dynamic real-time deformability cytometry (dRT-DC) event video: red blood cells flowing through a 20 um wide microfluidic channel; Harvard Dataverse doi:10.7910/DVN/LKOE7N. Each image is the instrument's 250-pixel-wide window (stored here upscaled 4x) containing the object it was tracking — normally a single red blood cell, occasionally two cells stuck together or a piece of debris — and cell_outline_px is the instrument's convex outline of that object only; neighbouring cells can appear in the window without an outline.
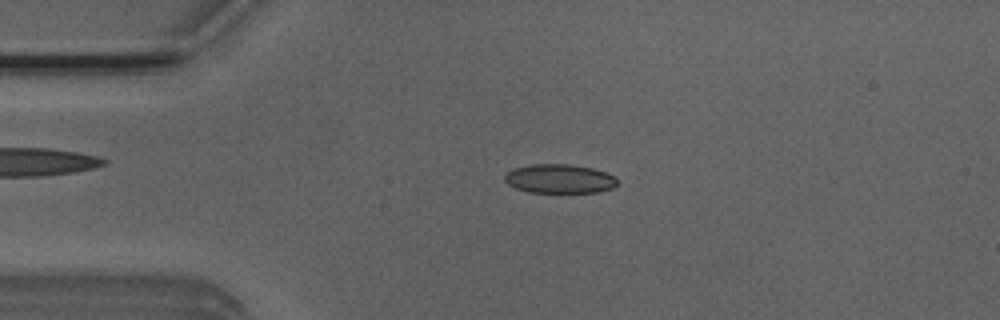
{"species": "Egyptian fruit bat (a non-hibernating species)", "species_latin": "Rousettus aegyptiacus", "temperature_condition": "room temperature", "stored_images_in_passage": 44, "camera_frame_rate_fps": 3000, "um_per_image_px": 0.085, "animal": {"sex": "male"}, "frame": {"image": 1, "passage_image": 4, "time_ms": 1.0, "image_size_px": [1000, 320], "cell_outline_px": [[616, 184], [612, 188], [600, 192], [528, 192], [516, 188], [508, 184], [504, 180], [504, 172], [512, 168], [528, 164], [568, 164], [592, 168], [604, 172], [612, 176], [616, 180]], "centroid_in_image_um": [47.47, 15.18], "position_along_channel_um": 37.5, "area_um2": 19.07}}
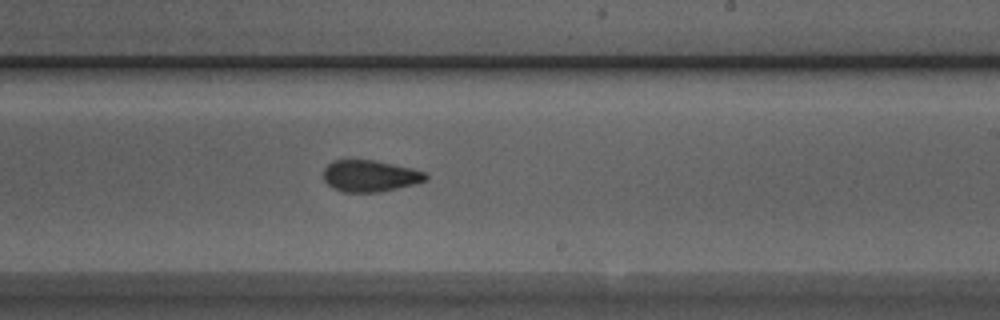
{"frame": {"image": 2, "passage_image": 23, "time_ms": 7.333, "image_size_px": [1000, 320], "cell_outline_px": [[428, 180], [416, 184], [380, 192], [340, 192], [332, 188], [324, 180], [324, 168], [332, 160], [376, 160], [412, 168], [424, 172], [428, 176]], "centroid_in_image_um": [31.46, 14.96], "position_along_channel_um": 257.5, "area_um2": 19.02}}
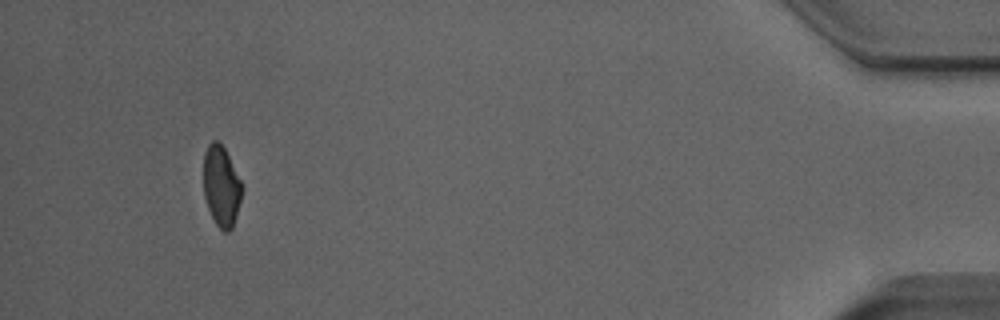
{"frame": {"image": 3, "passage_image": 41, "time_ms": 13.333, "image_size_px": [1000, 320], "cell_outline_px": [[244, 188], [236, 216], [232, 228], [228, 232], [224, 232], [216, 224], [208, 208], [204, 196], [204, 152], [208, 144], [212, 140], [216, 140], [224, 148], [244, 184]], "centroid_in_image_um": [18.83, 15.81], "position_along_channel_um": 416.4, "area_um2": 18.21}, "authors_computed_cell_mechanics": {"area_um2": 19.3919, "velocity_mm_per_s": 3.9248, "shape_relaxation_time_tau1_ms": 4.5204, "shape_relaxation_time_tau2_ms": 2.2522, "deformation_change_tau1": 0.1059, "deformation_change_tau2": 0.0849}}